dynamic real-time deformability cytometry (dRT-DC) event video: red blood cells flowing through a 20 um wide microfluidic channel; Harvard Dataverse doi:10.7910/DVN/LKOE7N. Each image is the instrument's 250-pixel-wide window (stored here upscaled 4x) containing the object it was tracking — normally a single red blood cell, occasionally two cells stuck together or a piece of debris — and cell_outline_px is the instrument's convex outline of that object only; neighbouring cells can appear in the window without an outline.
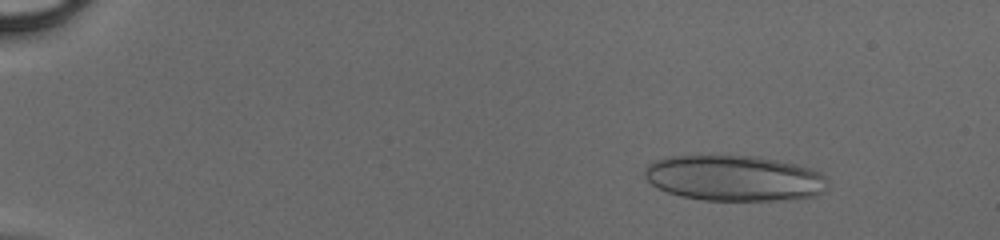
{"species": "human", "species_latin": "Homo sapiens", "temperature_condition": "cold", "stored_images_in_passage": 49, "camera_frame_rate_fps": 3000, "um_per_image_px": 0.085, "donor": {"sex": "male"}, "frame": {"image": 1, "passage_image": 7, "time_ms": 2.0, "image_size_px": [1000, 240], "cell_outline_px": [[824, 180], [820, 192], [816, 196], [788, 200], [704, 200], [680, 196], [668, 192], [652, 184], [644, 176], [644, 168], [648, 164], [656, 160], [668, 156], [756, 156], [776, 160], [808, 168], [820, 172], [824, 176]], "centroid_in_image_um": [62.34, 15.14], "position_along_channel_um": 22.7, "area_um2": 48.15}}
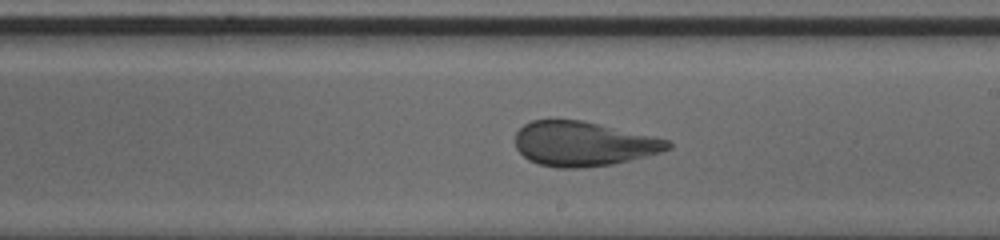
{"frame": {"image": 2, "passage_image": 31, "time_ms": 10.0, "image_size_px": [1000, 240], "cell_outline_px": [[672, 148], [660, 152], [612, 164], [584, 168], [556, 168], [540, 164], [528, 160], [516, 148], [516, 132], [524, 124], [532, 120], [580, 120], [600, 124], [652, 136], [668, 140], [672, 144]], "centroid_in_image_um": [49.56, 12.23], "position_along_channel_um": 239.4, "area_um2": 39.36}}
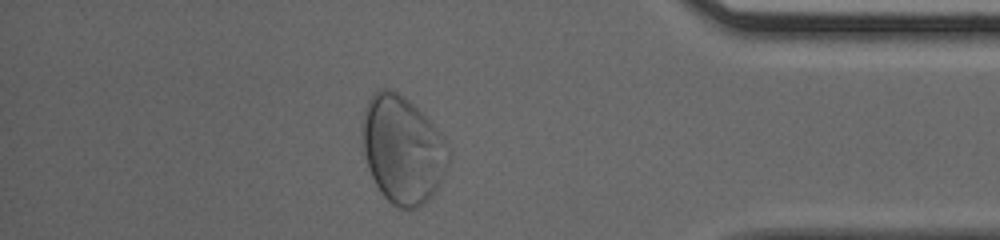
{"frame": {"image": 3, "passage_image": 44, "time_ms": 14.333, "image_size_px": [1000, 240], "cell_outline_px": [[448, 164], [440, 180], [432, 192], [416, 208], [400, 208], [392, 204], [380, 192], [368, 168], [360, 136], [360, 124], [364, 108], [372, 92], [380, 88], [388, 88], [396, 92], [408, 100], [428, 120], [444, 140]], "centroid_in_image_um": [34.11, 12.67], "position_along_channel_um": 401.1, "area_um2": 53.06}}